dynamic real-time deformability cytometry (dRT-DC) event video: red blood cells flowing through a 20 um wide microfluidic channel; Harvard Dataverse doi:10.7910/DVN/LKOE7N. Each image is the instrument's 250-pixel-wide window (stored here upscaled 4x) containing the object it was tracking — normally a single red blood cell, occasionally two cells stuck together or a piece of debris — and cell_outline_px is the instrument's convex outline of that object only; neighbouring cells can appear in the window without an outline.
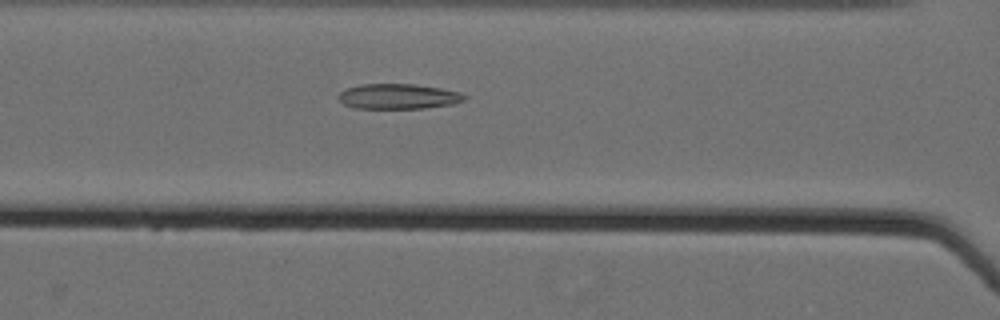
{"species": "Egyptian fruit bat (a non-hibernating species)", "species_latin": "Rousettus aegyptiacus", "temperature_condition": "cold", "stored_images_in_passage": 53, "camera_frame_rate_fps": 3000, "um_per_image_px": 0.085, "animal": {"sex": "female"}, "frame": {"image": 1, "passage_image": 23, "time_ms": 7.333, "image_size_px": [1000, 320], "cell_outline_px": [[468, 96], [464, 100], [452, 104], [424, 108], [356, 108], [344, 104], [336, 96], [340, 92], [348, 88], [360, 84], [416, 84], [440, 88], [460, 92]], "centroid_in_image_um": [33.86, 8.19], "position_along_channel_um": 132.7, "area_um2": 18.44}}
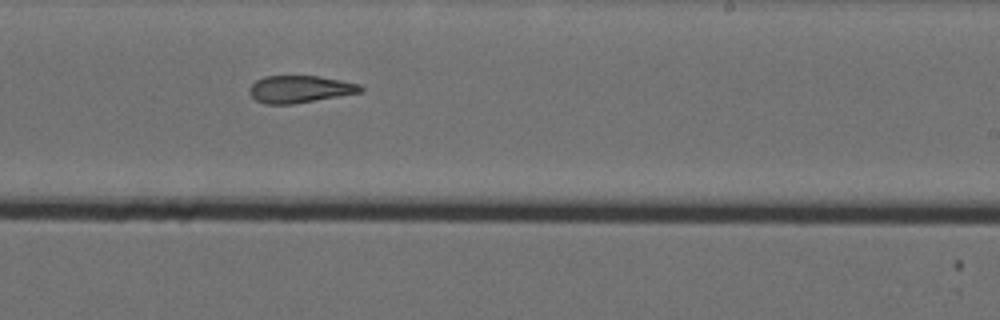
{"frame": {"image": 2, "passage_image": 34, "time_ms": 11.0, "image_size_px": [1000, 320], "cell_outline_px": [[364, 92], [292, 104], [264, 104], [256, 100], [248, 92], [248, 88], [256, 80], [264, 76], [320, 76], [360, 84], [364, 88]], "centroid_in_image_um": [25.49, 7.58], "position_along_channel_um": 263.5, "area_um2": 17.74}}
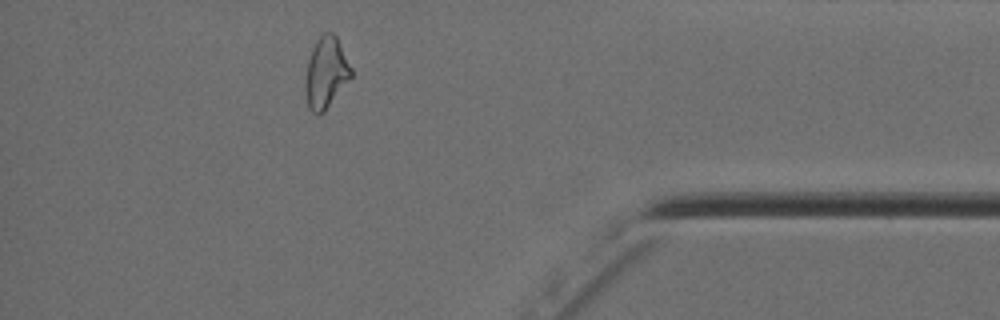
{"frame": {"image": 3, "passage_image": 48, "time_ms": 15.667, "image_size_px": [1000, 320], "cell_outline_px": [[352, 76], [324, 112], [316, 116], [308, 108], [304, 92], [304, 84], [308, 60], [312, 48], [316, 40], [324, 32], [332, 32], [336, 36], [352, 68]], "centroid_in_image_um": [27.68, 6.21], "position_along_channel_um": 407.5, "area_um2": 19.13}, "authors_computed_cell_mechanics": {"area_um2": 19.363, "velocity_mm_per_s": 3.5635, "shape_relaxation_time_tau1_ms": null, "shape_relaxation_time_tau2_ms": 4.6779, "deformation_change_tau1": null, "deformation_change_tau2": 0.1444}}